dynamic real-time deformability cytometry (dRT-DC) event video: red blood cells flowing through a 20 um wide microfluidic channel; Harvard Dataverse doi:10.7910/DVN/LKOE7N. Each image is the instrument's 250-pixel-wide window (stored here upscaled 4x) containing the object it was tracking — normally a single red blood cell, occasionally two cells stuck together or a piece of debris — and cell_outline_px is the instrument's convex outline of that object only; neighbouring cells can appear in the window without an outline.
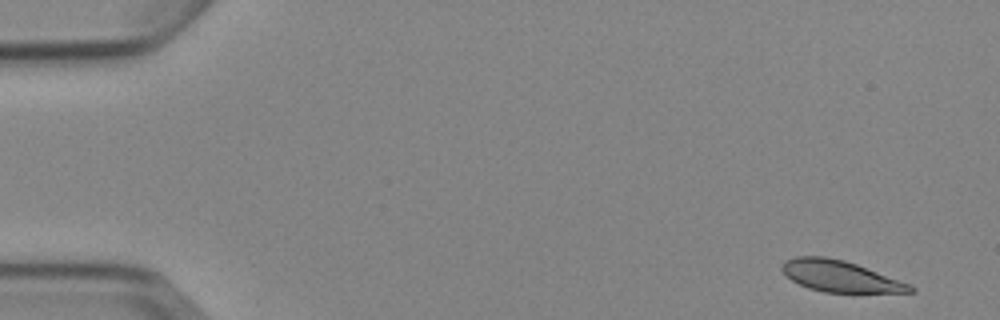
{"species": "Egyptian fruit bat (a non-hibernating species)", "species_latin": "Rousettus aegyptiacus", "temperature_condition": "cold", "stored_images_in_passage": 5, "camera_frame_rate_fps": 3000, "um_per_image_px": 0.085, "animal": {"sex": "female"}, "frame": {"image": 1, "passage_image": 1, "time_ms": 0.0, "image_size_px": [1000, 320], "cell_outline_px": [[916, 292], [824, 292], [808, 288], [792, 280], [780, 268], [784, 260], [796, 256], [824, 256], [844, 260], [856, 264], [912, 284], [916, 288]], "centroid_in_image_um": [71.43, 23.47], "position_along_channel_um": 13.6, "area_um2": 23.29}}
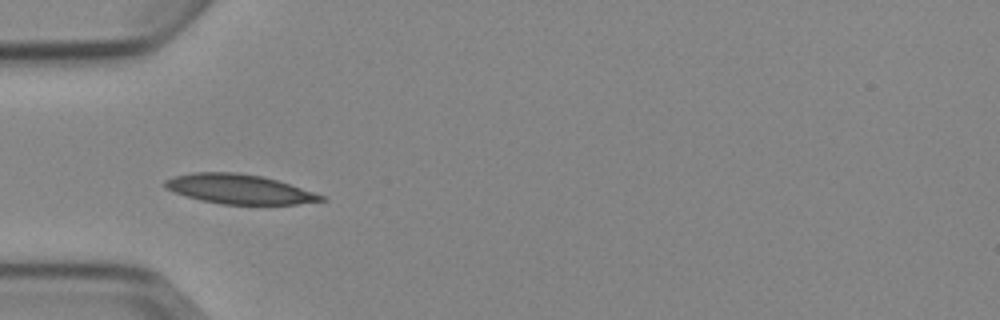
{"frame": {"image": 2, "passage_image": 5, "time_ms": 4.667, "image_size_px": [1000, 320], "cell_outline_px": [[328, 200], [296, 204], [220, 204], [200, 200], [164, 188], [164, 180], [172, 176], [192, 172], [236, 172], [260, 176], [276, 180], [324, 196]], "centroid_in_image_um": [20.27, 16.07], "position_along_channel_um": 64.7, "area_um2": 26.59}}